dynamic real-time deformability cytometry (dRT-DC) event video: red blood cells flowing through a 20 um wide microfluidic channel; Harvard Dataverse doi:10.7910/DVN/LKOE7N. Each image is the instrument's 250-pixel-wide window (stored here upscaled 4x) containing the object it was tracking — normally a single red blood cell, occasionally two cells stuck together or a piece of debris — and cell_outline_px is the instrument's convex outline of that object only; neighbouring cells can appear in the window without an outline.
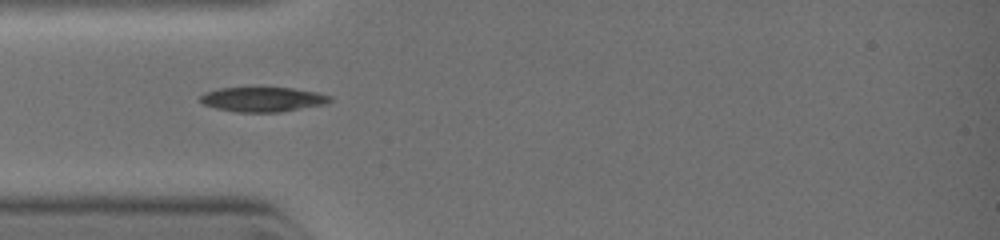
{"species": "common noctule bat (a hibernating species)", "species_latin": "Nyctalus noctula", "temperature_condition": "warm", "stored_images_in_passage": 6, "camera_frame_rate_fps": 3000, "um_per_image_px": 0.085, "animal": {"sex": "female", "body_mass_g": 19.0, "forearm_length_mm": 51.5}, "frame": {"image": 1, "passage_image": 1, "time_ms": 0.0, "image_size_px": [1000, 240], "cell_outline_px": [[332, 100], [328, 104], [280, 112], [240, 112], [216, 108], [204, 104], [200, 100], [200, 96], [204, 92], [220, 88], [292, 88], [316, 92], [332, 96]], "centroid_in_image_um": [22.38, 8.45], "position_along_channel_um": 62.6, "area_um2": 18.61}}
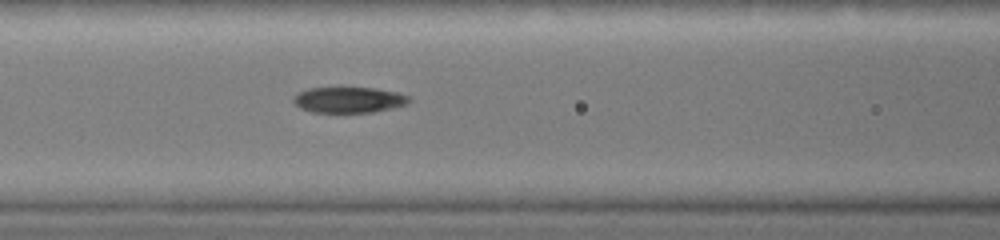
{"frame": {"image": 2, "passage_image": 4, "time_ms": 1.333, "image_size_px": [1000, 240], "cell_outline_px": [[412, 100], [408, 104], [392, 108], [372, 112], [312, 112], [300, 108], [292, 100], [292, 96], [296, 92], [308, 88], [372, 88], [400, 92], [408, 96]], "centroid_in_image_um": [29.64, 8.48], "position_along_channel_um": 137.0, "area_um2": 17.51}}
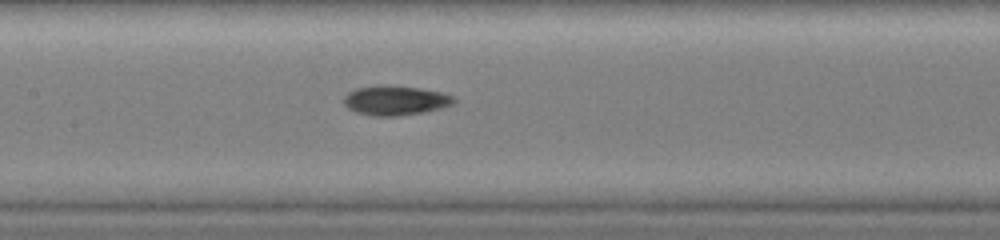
{"frame": {"image": 3, "passage_image": 6, "time_ms": 2.0, "image_size_px": [1000, 240], "cell_outline_px": [[456, 100], [452, 104], [444, 108], [396, 116], [376, 116], [356, 112], [348, 108], [344, 104], [344, 96], [348, 92], [356, 88], [416, 88], [444, 92], [456, 96]], "centroid_in_image_um": [33.67, 8.58], "position_along_channel_um": 173.7, "area_um2": 18.15}}